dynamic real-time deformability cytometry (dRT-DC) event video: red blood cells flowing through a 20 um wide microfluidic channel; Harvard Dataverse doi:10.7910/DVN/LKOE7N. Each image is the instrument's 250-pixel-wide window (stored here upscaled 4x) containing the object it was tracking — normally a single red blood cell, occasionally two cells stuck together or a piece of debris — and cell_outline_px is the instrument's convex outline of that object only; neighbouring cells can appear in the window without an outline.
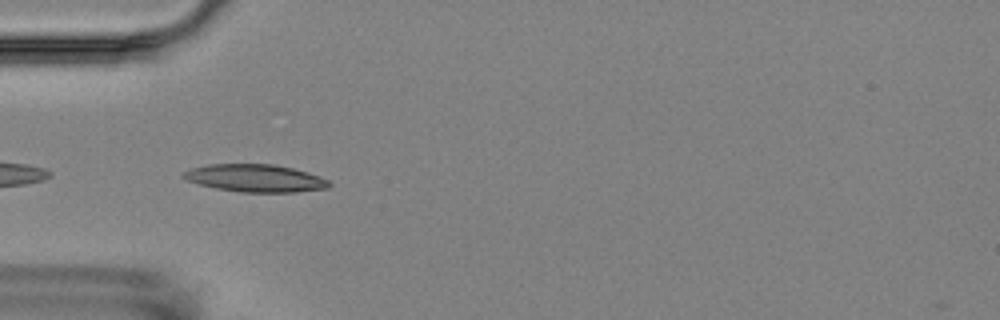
{"species": "Egyptian fruit bat (a non-hibernating species)", "species_latin": "Rousettus aegyptiacus", "temperature_condition": "room temperature", "stored_images_in_passage": 6, "camera_frame_rate_fps": 3000, "um_per_image_px": 0.085, "animal": {"sex": "female"}, "frame": {"image": 1, "passage_image": 3, "time_ms": 3.0, "image_size_px": [1000, 320], "cell_outline_px": [[332, 184], [328, 188], [296, 192], [240, 192], [216, 188], [200, 184], [188, 180], [180, 176], [184, 172], [192, 168], [208, 164], [272, 164], [292, 168], [308, 172], [320, 176], [328, 180]], "centroid_in_image_um": [21.73, 15.14], "position_along_channel_um": 63.3, "area_um2": 23.35}}
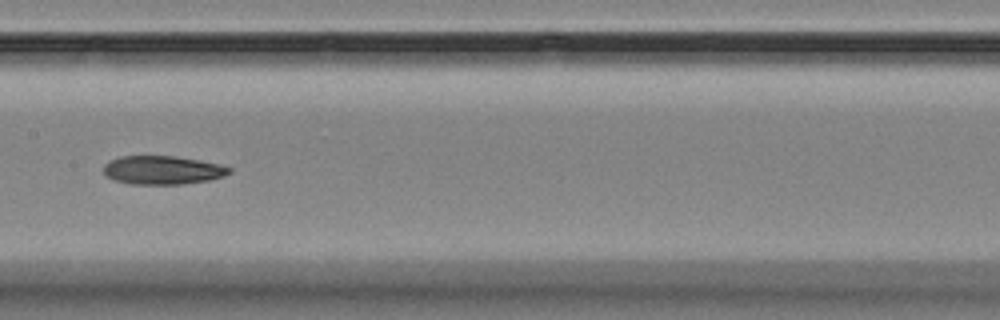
{"frame": {"image": 2, "passage_image": 6, "time_ms": 6.667, "image_size_px": [1000, 320], "cell_outline_px": [[232, 172], [224, 176], [208, 180], [180, 184], [128, 184], [116, 180], [108, 176], [104, 172], [104, 164], [120, 156], [176, 156], [200, 160], [220, 164], [232, 168]], "centroid_in_image_um": [13.85, 14.45], "position_along_channel_um": 193.5, "area_um2": 20.87}}